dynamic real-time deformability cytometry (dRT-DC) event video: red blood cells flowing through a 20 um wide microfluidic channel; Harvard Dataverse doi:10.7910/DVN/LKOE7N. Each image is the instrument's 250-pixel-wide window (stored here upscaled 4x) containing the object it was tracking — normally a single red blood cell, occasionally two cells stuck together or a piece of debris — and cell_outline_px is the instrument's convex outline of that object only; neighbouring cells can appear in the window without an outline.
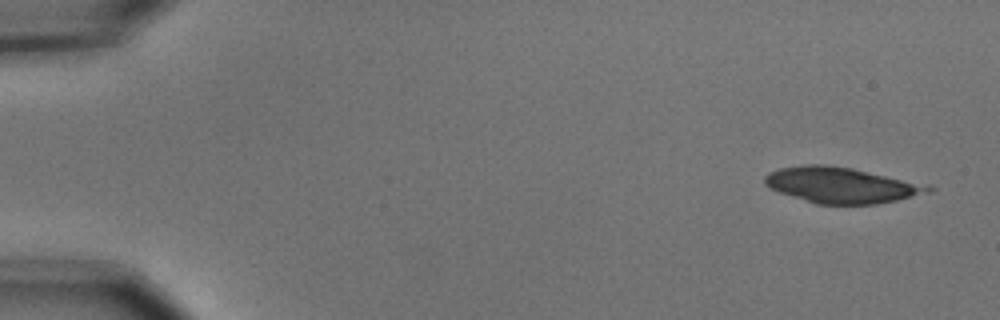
{"species": "common noctule bat (a hibernating species)", "species_latin": "Nyctalus noctula", "temperature_condition": "cold", "stored_images_in_passage": 5, "camera_frame_rate_fps": 3000, "um_per_image_px": 0.085, "animal": {"sex": "male", "body_mass_g": 15.6}, "frame": {"image": 1, "passage_image": 1, "time_ms": 0.0, "image_size_px": [1000, 320], "cell_outline_px": [[936, 188], [932, 192], [896, 200], [876, 204], [816, 204], [780, 192], [764, 184], [764, 176], [768, 172], [780, 168], [804, 164], [824, 164], [852, 168]], "centroid_in_image_um": [71.44, 15.73], "position_along_channel_um": 13.6, "area_um2": 33.47}}
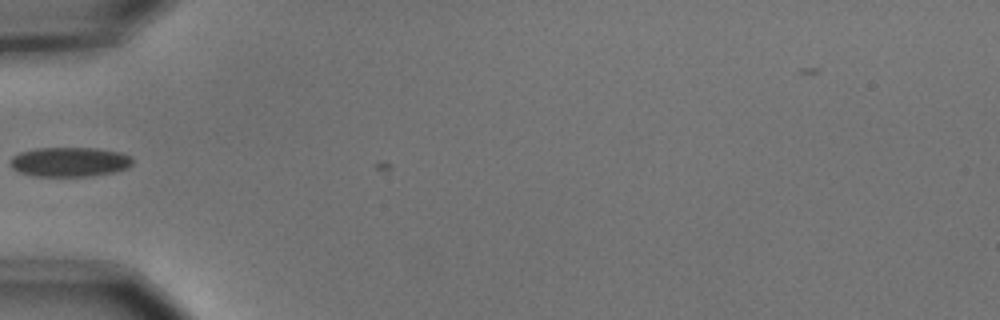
{"frame": {"image": 2, "passage_image": 5, "time_ms": 1.333, "image_size_px": [1000, 320], "cell_outline_px": [[132, 164], [128, 168], [112, 172], [88, 176], [32, 176], [20, 172], [12, 168], [12, 156], [20, 152], [36, 148], [96, 148], [120, 152], [132, 156]], "centroid_in_image_um": [5.93, 13.75], "position_along_channel_um": 79.1, "area_um2": 20.98}}